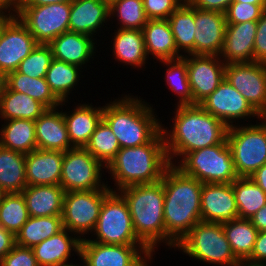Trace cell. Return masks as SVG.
I'll use <instances>...</instances> for the list:
<instances>
[{"label": "cell", "mask_w": 266, "mask_h": 266, "mask_svg": "<svg viewBox=\"0 0 266 266\" xmlns=\"http://www.w3.org/2000/svg\"><path fill=\"white\" fill-rule=\"evenodd\" d=\"M203 183L170 165L163 175L165 245L174 247L201 219Z\"/></svg>", "instance_id": "cell-1"}, {"label": "cell", "mask_w": 266, "mask_h": 266, "mask_svg": "<svg viewBox=\"0 0 266 266\" xmlns=\"http://www.w3.org/2000/svg\"><path fill=\"white\" fill-rule=\"evenodd\" d=\"M175 111L171 130L163 124L161 130L170 164L174 165L175 158L182 159L191 151L220 144L227 138L228 127L199 104L179 105Z\"/></svg>", "instance_id": "cell-2"}, {"label": "cell", "mask_w": 266, "mask_h": 266, "mask_svg": "<svg viewBox=\"0 0 266 266\" xmlns=\"http://www.w3.org/2000/svg\"><path fill=\"white\" fill-rule=\"evenodd\" d=\"M162 131L149 143L120 148L105 168L115 181V192L132 185L160 181L170 166Z\"/></svg>", "instance_id": "cell-3"}, {"label": "cell", "mask_w": 266, "mask_h": 266, "mask_svg": "<svg viewBox=\"0 0 266 266\" xmlns=\"http://www.w3.org/2000/svg\"><path fill=\"white\" fill-rule=\"evenodd\" d=\"M142 100L128 94L103 106L102 119L118 139L120 148L147 144L162 130L153 105Z\"/></svg>", "instance_id": "cell-4"}, {"label": "cell", "mask_w": 266, "mask_h": 266, "mask_svg": "<svg viewBox=\"0 0 266 266\" xmlns=\"http://www.w3.org/2000/svg\"><path fill=\"white\" fill-rule=\"evenodd\" d=\"M126 201L137 238L153 253L165 244L163 178L117 191ZM157 244H159L157 246Z\"/></svg>", "instance_id": "cell-5"}, {"label": "cell", "mask_w": 266, "mask_h": 266, "mask_svg": "<svg viewBox=\"0 0 266 266\" xmlns=\"http://www.w3.org/2000/svg\"><path fill=\"white\" fill-rule=\"evenodd\" d=\"M174 161V165L184 174L203 184L232 183L238 178L226 139L220 144L191 151Z\"/></svg>", "instance_id": "cell-6"}, {"label": "cell", "mask_w": 266, "mask_h": 266, "mask_svg": "<svg viewBox=\"0 0 266 266\" xmlns=\"http://www.w3.org/2000/svg\"><path fill=\"white\" fill-rule=\"evenodd\" d=\"M177 248L204 263L233 266L238 261L219 223L200 221L176 245Z\"/></svg>", "instance_id": "cell-7"}, {"label": "cell", "mask_w": 266, "mask_h": 266, "mask_svg": "<svg viewBox=\"0 0 266 266\" xmlns=\"http://www.w3.org/2000/svg\"><path fill=\"white\" fill-rule=\"evenodd\" d=\"M248 124L234 125L227 130L226 140L238 177H250L266 164V117L261 118V123Z\"/></svg>", "instance_id": "cell-8"}, {"label": "cell", "mask_w": 266, "mask_h": 266, "mask_svg": "<svg viewBox=\"0 0 266 266\" xmlns=\"http://www.w3.org/2000/svg\"><path fill=\"white\" fill-rule=\"evenodd\" d=\"M94 233V234H93ZM95 241L114 245H144L136 236L132 217L124 198L112 191L103 201L99 218L91 233Z\"/></svg>", "instance_id": "cell-9"}, {"label": "cell", "mask_w": 266, "mask_h": 266, "mask_svg": "<svg viewBox=\"0 0 266 266\" xmlns=\"http://www.w3.org/2000/svg\"><path fill=\"white\" fill-rule=\"evenodd\" d=\"M104 167L85 147L64 152L60 185L65 192L114 189L102 181Z\"/></svg>", "instance_id": "cell-10"}, {"label": "cell", "mask_w": 266, "mask_h": 266, "mask_svg": "<svg viewBox=\"0 0 266 266\" xmlns=\"http://www.w3.org/2000/svg\"><path fill=\"white\" fill-rule=\"evenodd\" d=\"M112 191L99 189L65 192L62 212L64 228L80 239H85L84 234L94 231L102 203Z\"/></svg>", "instance_id": "cell-11"}, {"label": "cell", "mask_w": 266, "mask_h": 266, "mask_svg": "<svg viewBox=\"0 0 266 266\" xmlns=\"http://www.w3.org/2000/svg\"><path fill=\"white\" fill-rule=\"evenodd\" d=\"M71 2L42 6H21L16 15L38 44H49L69 31Z\"/></svg>", "instance_id": "cell-12"}, {"label": "cell", "mask_w": 266, "mask_h": 266, "mask_svg": "<svg viewBox=\"0 0 266 266\" xmlns=\"http://www.w3.org/2000/svg\"><path fill=\"white\" fill-rule=\"evenodd\" d=\"M225 79L243 95L262 117H266L265 63L226 64Z\"/></svg>", "instance_id": "cell-13"}, {"label": "cell", "mask_w": 266, "mask_h": 266, "mask_svg": "<svg viewBox=\"0 0 266 266\" xmlns=\"http://www.w3.org/2000/svg\"><path fill=\"white\" fill-rule=\"evenodd\" d=\"M199 105L227 127L237 125L236 120H247L256 116L260 121L263 118L225 78Z\"/></svg>", "instance_id": "cell-14"}, {"label": "cell", "mask_w": 266, "mask_h": 266, "mask_svg": "<svg viewBox=\"0 0 266 266\" xmlns=\"http://www.w3.org/2000/svg\"><path fill=\"white\" fill-rule=\"evenodd\" d=\"M35 37L17 16H10L0 30V74L5 77L16 71L37 46Z\"/></svg>", "instance_id": "cell-15"}, {"label": "cell", "mask_w": 266, "mask_h": 266, "mask_svg": "<svg viewBox=\"0 0 266 266\" xmlns=\"http://www.w3.org/2000/svg\"><path fill=\"white\" fill-rule=\"evenodd\" d=\"M152 252L145 245H114L81 241L80 258L87 266H138Z\"/></svg>", "instance_id": "cell-16"}, {"label": "cell", "mask_w": 266, "mask_h": 266, "mask_svg": "<svg viewBox=\"0 0 266 266\" xmlns=\"http://www.w3.org/2000/svg\"><path fill=\"white\" fill-rule=\"evenodd\" d=\"M193 105L200 104L225 78V63L219 56L184 54Z\"/></svg>", "instance_id": "cell-17"}, {"label": "cell", "mask_w": 266, "mask_h": 266, "mask_svg": "<svg viewBox=\"0 0 266 266\" xmlns=\"http://www.w3.org/2000/svg\"><path fill=\"white\" fill-rule=\"evenodd\" d=\"M194 54L220 56L227 22L225 14L194 7Z\"/></svg>", "instance_id": "cell-18"}, {"label": "cell", "mask_w": 266, "mask_h": 266, "mask_svg": "<svg viewBox=\"0 0 266 266\" xmlns=\"http://www.w3.org/2000/svg\"><path fill=\"white\" fill-rule=\"evenodd\" d=\"M238 218L232 183L203 184L201 193V219L223 224Z\"/></svg>", "instance_id": "cell-19"}, {"label": "cell", "mask_w": 266, "mask_h": 266, "mask_svg": "<svg viewBox=\"0 0 266 266\" xmlns=\"http://www.w3.org/2000/svg\"><path fill=\"white\" fill-rule=\"evenodd\" d=\"M257 21L227 23L220 58L225 64L254 62Z\"/></svg>", "instance_id": "cell-20"}, {"label": "cell", "mask_w": 266, "mask_h": 266, "mask_svg": "<svg viewBox=\"0 0 266 266\" xmlns=\"http://www.w3.org/2000/svg\"><path fill=\"white\" fill-rule=\"evenodd\" d=\"M64 152L35 149L26 154L27 186L60 184Z\"/></svg>", "instance_id": "cell-21"}, {"label": "cell", "mask_w": 266, "mask_h": 266, "mask_svg": "<svg viewBox=\"0 0 266 266\" xmlns=\"http://www.w3.org/2000/svg\"><path fill=\"white\" fill-rule=\"evenodd\" d=\"M110 21L109 1L72 0L69 31L95 37L104 23ZM96 33V34H95Z\"/></svg>", "instance_id": "cell-22"}, {"label": "cell", "mask_w": 266, "mask_h": 266, "mask_svg": "<svg viewBox=\"0 0 266 266\" xmlns=\"http://www.w3.org/2000/svg\"><path fill=\"white\" fill-rule=\"evenodd\" d=\"M58 108L46 109L35 120L37 149L63 151L73 148L64 121L63 110Z\"/></svg>", "instance_id": "cell-23"}, {"label": "cell", "mask_w": 266, "mask_h": 266, "mask_svg": "<svg viewBox=\"0 0 266 266\" xmlns=\"http://www.w3.org/2000/svg\"><path fill=\"white\" fill-rule=\"evenodd\" d=\"M75 235L64 228L40 244L35 245L32 249L38 265L64 266L70 264L68 260H70L72 251L75 254L77 253V256H80L82 239Z\"/></svg>", "instance_id": "cell-24"}, {"label": "cell", "mask_w": 266, "mask_h": 266, "mask_svg": "<svg viewBox=\"0 0 266 266\" xmlns=\"http://www.w3.org/2000/svg\"><path fill=\"white\" fill-rule=\"evenodd\" d=\"M96 38L82 33L67 31L53 39L49 45L53 58L82 68L95 55ZM91 58V59H90Z\"/></svg>", "instance_id": "cell-25"}, {"label": "cell", "mask_w": 266, "mask_h": 266, "mask_svg": "<svg viewBox=\"0 0 266 266\" xmlns=\"http://www.w3.org/2000/svg\"><path fill=\"white\" fill-rule=\"evenodd\" d=\"M71 112H63L71 145L85 147L102 120L103 107H94L92 103H79Z\"/></svg>", "instance_id": "cell-26"}, {"label": "cell", "mask_w": 266, "mask_h": 266, "mask_svg": "<svg viewBox=\"0 0 266 266\" xmlns=\"http://www.w3.org/2000/svg\"><path fill=\"white\" fill-rule=\"evenodd\" d=\"M22 194L31 217L62 216L65 191L60 184L26 186Z\"/></svg>", "instance_id": "cell-27"}, {"label": "cell", "mask_w": 266, "mask_h": 266, "mask_svg": "<svg viewBox=\"0 0 266 266\" xmlns=\"http://www.w3.org/2000/svg\"><path fill=\"white\" fill-rule=\"evenodd\" d=\"M146 53L157 61L173 60L183 56L177 51L172 29L167 19L148 20L142 28ZM155 57V58H154Z\"/></svg>", "instance_id": "cell-28"}, {"label": "cell", "mask_w": 266, "mask_h": 266, "mask_svg": "<svg viewBox=\"0 0 266 266\" xmlns=\"http://www.w3.org/2000/svg\"><path fill=\"white\" fill-rule=\"evenodd\" d=\"M112 38V53L116 61L134 69L145 66L148 55L142 30L117 28Z\"/></svg>", "instance_id": "cell-29"}, {"label": "cell", "mask_w": 266, "mask_h": 266, "mask_svg": "<svg viewBox=\"0 0 266 266\" xmlns=\"http://www.w3.org/2000/svg\"><path fill=\"white\" fill-rule=\"evenodd\" d=\"M46 107L27 94L10 90L5 84L0 92V120L28 119L35 121Z\"/></svg>", "instance_id": "cell-30"}, {"label": "cell", "mask_w": 266, "mask_h": 266, "mask_svg": "<svg viewBox=\"0 0 266 266\" xmlns=\"http://www.w3.org/2000/svg\"><path fill=\"white\" fill-rule=\"evenodd\" d=\"M0 129V146L24 154L37 149L35 121L28 119L4 120Z\"/></svg>", "instance_id": "cell-31"}, {"label": "cell", "mask_w": 266, "mask_h": 266, "mask_svg": "<svg viewBox=\"0 0 266 266\" xmlns=\"http://www.w3.org/2000/svg\"><path fill=\"white\" fill-rule=\"evenodd\" d=\"M4 84L10 90L27 94L43 104L47 109L62 107L66 103V101L60 102L54 96L45 78H32L17 71H13L4 77Z\"/></svg>", "instance_id": "cell-32"}, {"label": "cell", "mask_w": 266, "mask_h": 266, "mask_svg": "<svg viewBox=\"0 0 266 266\" xmlns=\"http://www.w3.org/2000/svg\"><path fill=\"white\" fill-rule=\"evenodd\" d=\"M26 154L0 146V188L4 193H20L27 186Z\"/></svg>", "instance_id": "cell-33"}, {"label": "cell", "mask_w": 266, "mask_h": 266, "mask_svg": "<svg viewBox=\"0 0 266 266\" xmlns=\"http://www.w3.org/2000/svg\"><path fill=\"white\" fill-rule=\"evenodd\" d=\"M83 69L77 65L69 64L53 58L50 67L46 72V82L51 92L60 101L68 103V97L78 84Z\"/></svg>", "instance_id": "cell-34"}, {"label": "cell", "mask_w": 266, "mask_h": 266, "mask_svg": "<svg viewBox=\"0 0 266 266\" xmlns=\"http://www.w3.org/2000/svg\"><path fill=\"white\" fill-rule=\"evenodd\" d=\"M64 229L62 216L29 217L16 234V244L33 248Z\"/></svg>", "instance_id": "cell-35"}, {"label": "cell", "mask_w": 266, "mask_h": 266, "mask_svg": "<svg viewBox=\"0 0 266 266\" xmlns=\"http://www.w3.org/2000/svg\"><path fill=\"white\" fill-rule=\"evenodd\" d=\"M172 29L177 51L194 54V7L185 0L167 19Z\"/></svg>", "instance_id": "cell-36"}, {"label": "cell", "mask_w": 266, "mask_h": 266, "mask_svg": "<svg viewBox=\"0 0 266 266\" xmlns=\"http://www.w3.org/2000/svg\"><path fill=\"white\" fill-rule=\"evenodd\" d=\"M226 238L238 260H247L253 251L259 231L249 219L236 218L222 224Z\"/></svg>", "instance_id": "cell-37"}, {"label": "cell", "mask_w": 266, "mask_h": 266, "mask_svg": "<svg viewBox=\"0 0 266 266\" xmlns=\"http://www.w3.org/2000/svg\"><path fill=\"white\" fill-rule=\"evenodd\" d=\"M238 218L250 219L266 204V193L250 178L238 177L232 182Z\"/></svg>", "instance_id": "cell-38"}, {"label": "cell", "mask_w": 266, "mask_h": 266, "mask_svg": "<svg viewBox=\"0 0 266 266\" xmlns=\"http://www.w3.org/2000/svg\"><path fill=\"white\" fill-rule=\"evenodd\" d=\"M29 217L30 215L22 192L4 193L0 201L1 227L16 236Z\"/></svg>", "instance_id": "cell-39"}, {"label": "cell", "mask_w": 266, "mask_h": 266, "mask_svg": "<svg viewBox=\"0 0 266 266\" xmlns=\"http://www.w3.org/2000/svg\"><path fill=\"white\" fill-rule=\"evenodd\" d=\"M85 148L104 167H107L120 150V145L109 125L102 119Z\"/></svg>", "instance_id": "cell-40"}, {"label": "cell", "mask_w": 266, "mask_h": 266, "mask_svg": "<svg viewBox=\"0 0 266 266\" xmlns=\"http://www.w3.org/2000/svg\"><path fill=\"white\" fill-rule=\"evenodd\" d=\"M109 14L111 19L113 16L117 17L120 29L142 30L149 20L145 14L143 0H111Z\"/></svg>", "instance_id": "cell-41"}, {"label": "cell", "mask_w": 266, "mask_h": 266, "mask_svg": "<svg viewBox=\"0 0 266 266\" xmlns=\"http://www.w3.org/2000/svg\"><path fill=\"white\" fill-rule=\"evenodd\" d=\"M165 64L166 79L165 82L168 84L169 89L176 93L178 96L177 106L179 105H193V96L191 94L188 72L186 66V60L181 57L173 60L160 61Z\"/></svg>", "instance_id": "cell-42"}, {"label": "cell", "mask_w": 266, "mask_h": 266, "mask_svg": "<svg viewBox=\"0 0 266 266\" xmlns=\"http://www.w3.org/2000/svg\"><path fill=\"white\" fill-rule=\"evenodd\" d=\"M53 60V52L49 44H37L32 52L20 62L17 72L32 78H45Z\"/></svg>", "instance_id": "cell-43"}, {"label": "cell", "mask_w": 266, "mask_h": 266, "mask_svg": "<svg viewBox=\"0 0 266 266\" xmlns=\"http://www.w3.org/2000/svg\"><path fill=\"white\" fill-rule=\"evenodd\" d=\"M265 9L266 5L232 2L224 14L227 23H244L258 21Z\"/></svg>", "instance_id": "cell-44"}, {"label": "cell", "mask_w": 266, "mask_h": 266, "mask_svg": "<svg viewBox=\"0 0 266 266\" xmlns=\"http://www.w3.org/2000/svg\"><path fill=\"white\" fill-rule=\"evenodd\" d=\"M185 0H143L145 14L149 20L168 19Z\"/></svg>", "instance_id": "cell-45"}, {"label": "cell", "mask_w": 266, "mask_h": 266, "mask_svg": "<svg viewBox=\"0 0 266 266\" xmlns=\"http://www.w3.org/2000/svg\"><path fill=\"white\" fill-rule=\"evenodd\" d=\"M0 266H39L33 249L15 245L1 260Z\"/></svg>", "instance_id": "cell-46"}, {"label": "cell", "mask_w": 266, "mask_h": 266, "mask_svg": "<svg viewBox=\"0 0 266 266\" xmlns=\"http://www.w3.org/2000/svg\"><path fill=\"white\" fill-rule=\"evenodd\" d=\"M254 62L266 64V9L257 21V32L254 42Z\"/></svg>", "instance_id": "cell-47"}, {"label": "cell", "mask_w": 266, "mask_h": 266, "mask_svg": "<svg viewBox=\"0 0 266 266\" xmlns=\"http://www.w3.org/2000/svg\"><path fill=\"white\" fill-rule=\"evenodd\" d=\"M193 7L201 10L225 13L233 0H187Z\"/></svg>", "instance_id": "cell-48"}, {"label": "cell", "mask_w": 266, "mask_h": 266, "mask_svg": "<svg viewBox=\"0 0 266 266\" xmlns=\"http://www.w3.org/2000/svg\"><path fill=\"white\" fill-rule=\"evenodd\" d=\"M247 260L266 264V231L258 233L251 256Z\"/></svg>", "instance_id": "cell-49"}, {"label": "cell", "mask_w": 266, "mask_h": 266, "mask_svg": "<svg viewBox=\"0 0 266 266\" xmlns=\"http://www.w3.org/2000/svg\"><path fill=\"white\" fill-rule=\"evenodd\" d=\"M16 245L14 234L0 226V260Z\"/></svg>", "instance_id": "cell-50"}, {"label": "cell", "mask_w": 266, "mask_h": 266, "mask_svg": "<svg viewBox=\"0 0 266 266\" xmlns=\"http://www.w3.org/2000/svg\"><path fill=\"white\" fill-rule=\"evenodd\" d=\"M22 4L23 0H0V14L16 16Z\"/></svg>", "instance_id": "cell-51"}, {"label": "cell", "mask_w": 266, "mask_h": 266, "mask_svg": "<svg viewBox=\"0 0 266 266\" xmlns=\"http://www.w3.org/2000/svg\"><path fill=\"white\" fill-rule=\"evenodd\" d=\"M249 220L259 232L266 231V204L259 211H257Z\"/></svg>", "instance_id": "cell-52"}, {"label": "cell", "mask_w": 266, "mask_h": 266, "mask_svg": "<svg viewBox=\"0 0 266 266\" xmlns=\"http://www.w3.org/2000/svg\"><path fill=\"white\" fill-rule=\"evenodd\" d=\"M250 178L266 193V164L258 168Z\"/></svg>", "instance_id": "cell-53"}, {"label": "cell", "mask_w": 266, "mask_h": 266, "mask_svg": "<svg viewBox=\"0 0 266 266\" xmlns=\"http://www.w3.org/2000/svg\"><path fill=\"white\" fill-rule=\"evenodd\" d=\"M71 1L72 0H23V4L21 6H42V5L65 3Z\"/></svg>", "instance_id": "cell-54"}, {"label": "cell", "mask_w": 266, "mask_h": 266, "mask_svg": "<svg viewBox=\"0 0 266 266\" xmlns=\"http://www.w3.org/2000/svg\"><path fill=\"white\" fill-rule=\"evenodd\" d=\"M233 266H266V264L254 263L248 260H238Z\"/></svg>", "instance_id": "cell-55"}, {"label": "cell", "mask_w": 266, "mask_h": 266, "mask_svg": "<svg viewBox=\"0 0 266 266\" xmlns=\"http://www.w3.org/2000/svg\"><path fill=\"white\" fill-rule=\"evenodd\" d=\"M233 2L250 3L253 5H266V0H233Z\"/></svg>", "instance_id": "cell-56"}, {"label": "cell", "mask_w": 266, "mask_h": 266, "mask_svg": "<svg viewBox=\"0 0 266 266\" xmlns=\"http://www.w3.org/2000/svg\"><path fill=\"white\" fill-rule=\"evenodd\" d=\"M153 254L155 255V253L149 254L138 266H150L149 261L151 263L152 259H154Z\"/></svg>", "instance_id": "cell-57"}, {"label": "cell", "mask_w": 266, "mask_h": 266, "mask_svg": "<svg viewBox=\"0 0 266 266\" xmlns=\"http://www.w3.org/2000/svg\"><path fill=\"white\" fill-rule=\"evenodd\" d=\"M9 15H4V14H0V30H1V26L2 24L9 18Z\"/></svg>", "instance_id": "cell-58"}, {"label": "cell", "mask_w": 266, "mask_h": 266, "mask_svg": "<svg viewBox=\"0 0 266 266\" xmlns=\"http://www.w3.org/2000/svg\"><path fill=\"white\" fill-rule=\"evenodd\" d=\"M4 84V77L0 74V92Z\"/></svg>", "instance_id": "cell-59"}, {"label": "cell", "mask_w": 266, "mask_h": 266, "mask_svg": "<svg viewBox=\"0 0 266 266\" xmlns=\"http://www.w3.org/2000/svg\"><path fill=\"white\" fill-rule=\"evenodd\" d=\"M64 266H87L84 262H83V264H73V262L72 263H70V264H66V265H64Z\"/></svg>", "instance_id": "cell-60"}, {"label": "cell", "mask_w": 266, "mask_h": 266, "mask_svg": "<svg viewBox=\"0 0 266 266\" xmlns=\"http://www.w3.org/2000/svg\"><path fill=\"white\" fill-rule=\"evenodd\" d=\"M3 195H4V192H3L2 189L0 188V201H1L2 197H3Z\"/></svg>", "instance_id": "cell-61"}]
</instances>
